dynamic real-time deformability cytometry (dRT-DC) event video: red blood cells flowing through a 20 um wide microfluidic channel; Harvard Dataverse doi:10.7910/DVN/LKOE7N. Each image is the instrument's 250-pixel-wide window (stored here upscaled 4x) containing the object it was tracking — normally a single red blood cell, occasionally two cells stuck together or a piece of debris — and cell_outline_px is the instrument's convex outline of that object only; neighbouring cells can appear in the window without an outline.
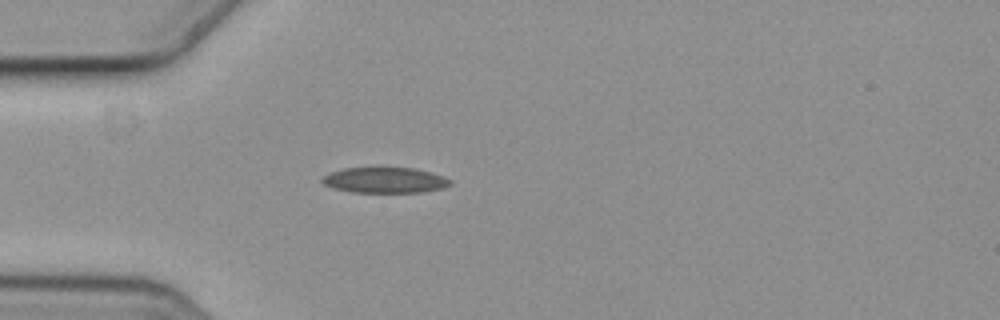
{"species": "common noctule bat (a hibernating species)", "species_latin": "Nyctalus noctula", "temperature_condition": "cold", "stored_images_in_passage": 5, "camera_frame_rate_fps": 3000, "um_per_image_px": 0.085, "animal": {"sex": "female", "body_mass_g": 19.3, "forearm_length_mm": 54.1}, "frame": {"image": 1, "passage_image": 5, "time_ms": 1.333, "image_size_px": [1000, 320], "cell_outline_px": [[452, 184], [440, 188], [424, 192], [352, 192], [336, 188], [324, 184], [320, 180], [324, 176], [332, 172], [344, 168], [416, 168], [444, 176], [452, 180]], "centroid_in_image_um": [32.75, 15.31], "position_along_channel_um": 52.2, "area_um2": 18.9}}